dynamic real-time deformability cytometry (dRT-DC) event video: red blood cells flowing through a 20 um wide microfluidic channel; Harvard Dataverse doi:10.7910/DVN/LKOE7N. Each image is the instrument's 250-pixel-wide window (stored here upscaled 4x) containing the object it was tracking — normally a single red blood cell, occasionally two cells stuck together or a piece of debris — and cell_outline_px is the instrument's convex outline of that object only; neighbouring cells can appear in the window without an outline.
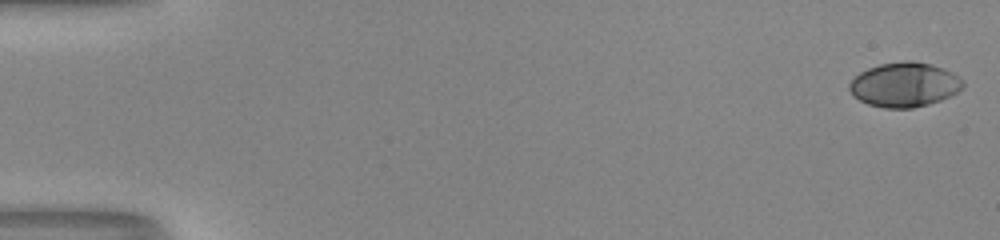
{"species": "human", "species_latin": "Homo sapiens", "temperature_condition": "room temperature", "stored_images_in_passage": 53, "camera_frame_rate_fps": 3000, "um_per_image_px": 0.085, "donor": {"sex": "male"}, "frame": {"image": 1, "passage_image": 1, "time_ms": 0.0, "image_size_px": [1000, 240], "cell_outline_px": [[964, 88], [940, 100], [928, 104], [912, 108], [884, 108], [868, 104], [852, 96], [848, 88], [848, 84], [860, 72], [868, 68], [880, 64], [904, 60], [912, 60], [932, 64], [944, 68], [952, 72], [964, 80]], "centroid_in_image_um": [76.87, 7.19], "position_along_channel_um": 8.1, "area_um2": 29.65}}
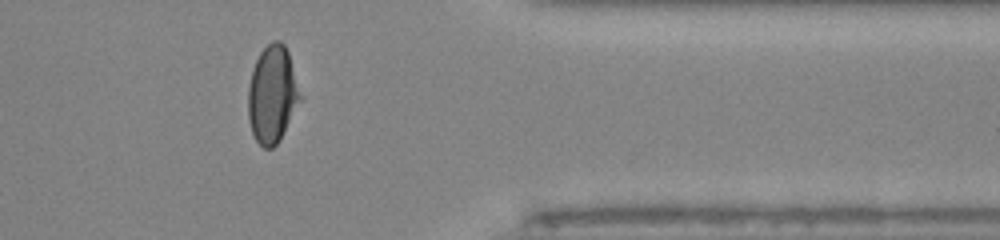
{"frame": {"image": 2, "passage_image": 44, "time_ms": 14.333, "image_size_px": [1000, 240], "cell_outline_px": [[304, 96], [276, 144], [272, 148], [264, 148], [256, 140], [252, 132], [248, 120], [248, 88], [252, 72], [256, 60], [260, 52], [272, 40], [280, 40], [284, 44], [288, 52]], "centroid_in_image_um": [23.17, 7.99], "position_along_channel_um": 388.2, "area_um2": 29.65}}
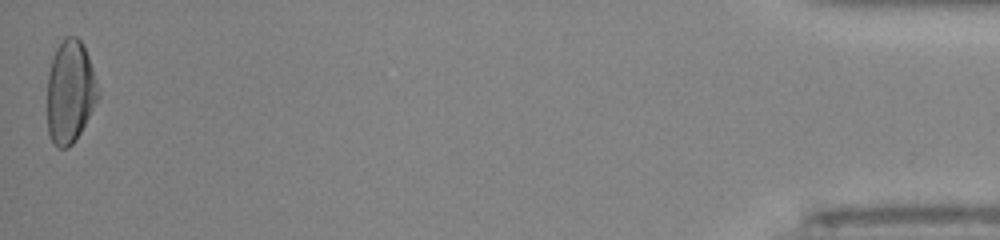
{"frame": {"image": 3, "passage_image": 53, "time_ms": 17.333, "image_size_px": [1000, 240], "cell_outline_px": [[100, 96], [76, 140], [68, 148], [56, 148], [48, 132], [48, 72], [56, 48], [64, 36], [76, 36], [80, 40], [88, 56], [100, 92]], "centroid_in_image_um": [5.96, 7.81], "position_along_channel_um": 429.2, "area_um2": 30.4}, "authors_computed_cell_mechanics": {"area_um2": 29.3624, "velocity_mm_per_s": 4.0408, "shape_relaxation_time_tau1_ms": 5.3993, "shape_relaxation_time_tau2_ms": 1.2106, "deformation_change_tau1": 0.2029, "deformation_change_tau2": 0.0388}}